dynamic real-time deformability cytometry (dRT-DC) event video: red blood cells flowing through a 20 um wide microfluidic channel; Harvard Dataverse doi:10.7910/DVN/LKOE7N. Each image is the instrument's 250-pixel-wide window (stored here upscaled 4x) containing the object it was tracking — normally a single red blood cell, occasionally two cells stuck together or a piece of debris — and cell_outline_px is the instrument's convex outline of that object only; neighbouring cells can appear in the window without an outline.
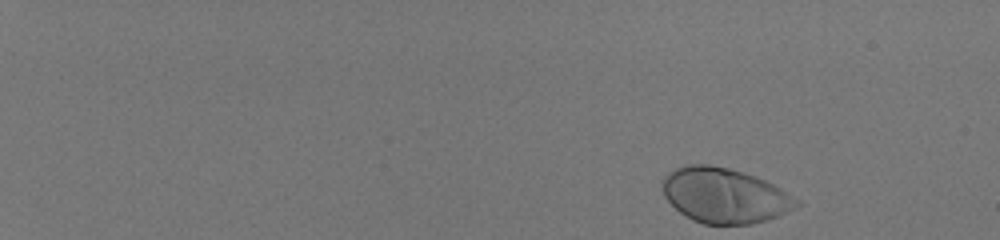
{"species": "human", "species_latin": "Homo sapiens", "temperature_condition": "room temperature", "stored_images_in_passage": 46, "camera_frame_rate_fps": 3000, "um_per_image_px": 0.085, "donor": {"sex": "male"}, "frame": {"image": 1, "passage_image": 1, "time_ms": 0.0, "image_size_px": [1000, 240], "cell_outline_px": [[800, 204], [796, 208], [780, 216], [768, 220], [752, 224], [704, 224], [692, 220], [680, 212], [664, 196], [664, 176], [668, 172], [676, 168], [688, 164], [708, 164], [728, 168], [744, 172], [756, 176], [780, 188], [800, 200]], "centroid_in_image_um": [61.63, 16.62], "position_along_channel_um": 23.4, "area_um2": 43.0}}
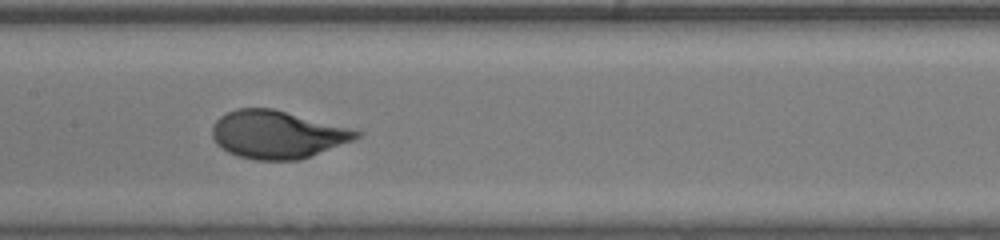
{"frame": {"image": 2, "passage_image": 27, "time_ms": 8.667, "image_size_px": [1000, 240], "cell_outline_px": [[360, 136], [352, 140], [300, 160], [256, 160], [236, 156], [220, 148], [216, 144], [212, 136], [212, 124], [220, 116], [236, 108], [272, 108], [348, 128], [360, 132]], "centroid_in_image_um": [23.48, 11.44], "position_along_channel_um": 183.9, "area_um2": 39.82}}
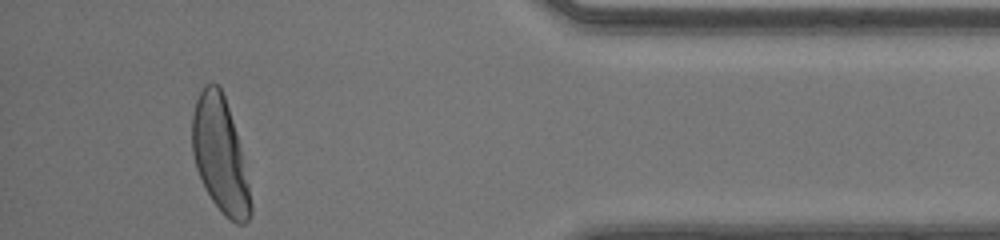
{"frame": {"image": 3, "passage_image": 46, "time_ms": 15.0, "image_size_px": [1000, 240], "cell_outline_px": [[252, 212], [248, 220], [244, 224], [236, 224], [224, 216], [212, 200], [204, 188], [196, 168], [192, 152], [192, 112], [196, 100], [204, 84], [216, 84], [220, 88], [224, 96], [232, 120], [248, 184], [252, 204]], "centroid_in_image_um": [18.68, 13.22], "position_along_channel_um": 416.5, "area_um2": 38.61}, "authors_computed_cell_mechanics": {"area_um2": 40.3733, "velocity_mm_per_s": 4.0988, "shape_relaxation_time_tau1_ms": 2.3344, "shape_relaxation_time_tau2_ms": null, "deformation_change_tau1": 0.1712, "deformation_change_tau2": null}}